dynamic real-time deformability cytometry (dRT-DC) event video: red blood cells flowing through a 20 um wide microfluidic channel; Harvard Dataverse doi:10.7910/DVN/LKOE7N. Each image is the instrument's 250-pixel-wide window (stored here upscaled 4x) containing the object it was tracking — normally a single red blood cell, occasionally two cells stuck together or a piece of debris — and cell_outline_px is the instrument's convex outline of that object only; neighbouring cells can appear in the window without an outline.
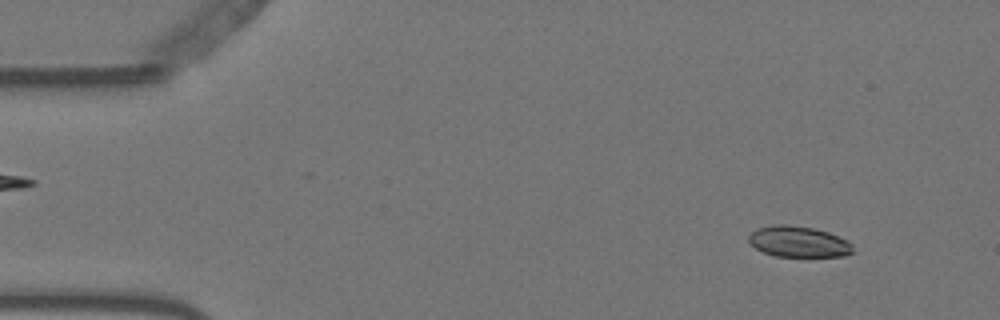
{"species": "Egyptian fruit bat (a non-hibernating species)", "species_latin": "Rousettus aegyptiacus", "temperature_condition": "warm", "stored_images_in_passage": 54, "camera_frame_rate_fps": 3000, "um_per_image_px": 0.085, "animal": {"sex": "female"}, "frame": {"image": 1, "passage_image": 5, "time_ms": 1.333, "image_size_px": [1000, 320], "cell_outline_px": [[852, 252], [844, 256], [776, 256], [764, 252], [756, 248], [748, 240], [748, 236], [756, 228], [772, 224], [784, 224], [812, 228], [828, 232], [848, 240], [852, 244]], "centroid_in_image_um": [67.86, 20.53], "position_along_channel_um": 17.1, "area_um2": 18.67}}
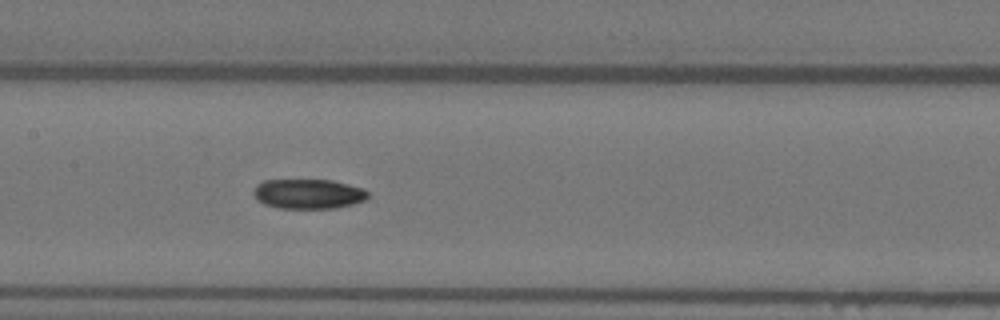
{"frame": {"image": 2, "passage_image": 27, "time_ms": 8.667, "image_size_px": [1000, 320], "cell_outline_px": [[368, 196], [364, 200], [352, 204], [336, 208], [276, 208], [264, 204], [252, 192], [256, 184], [264, 180], [332, 180], [364, 188], [368, 192]], "centroid_in_image_um": [26.2, 16.47], "position_along_channel_um": 181.2, "area_um2": 19.83}}
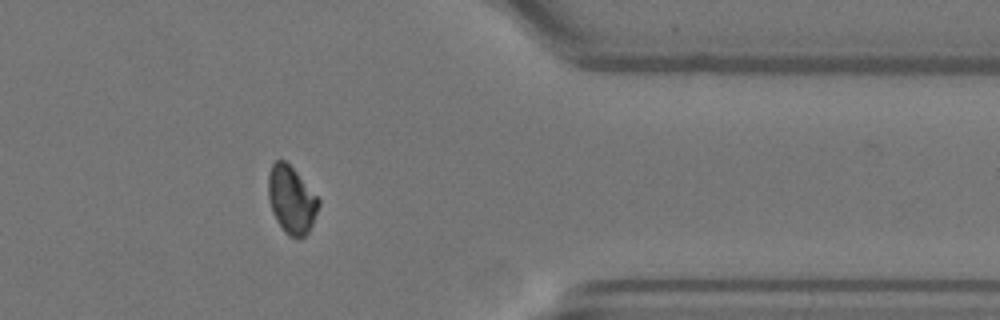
{"frame": {"image": 3, "passage_image": 46, "time_ms": 15.0, "image_size_px": [1000, 320], "cell_outline_px": [[320, 204], [312, 224], [308, 232], [300, 240], [288, 236], [284, 232], [276, 220], [272, 212], [268, 200], [268, 172], [272, 164], [276, 160], [284, 160], [296, 172], [320, 200]], "centroid_in_image_um": [24.75, 17.02], "position_along_channel_um": 386.6, "area_um2": 19.83}, "authors_computed_cell_mechanics": {"area_um2": 20.1144, "velocity_mm_per_s": 3.5326, "shape_relaxation_time_tau1_ms": 7.7821, "shape_relaxation_time_tau2_ms": null, "deformation_change_tau1": 0.1916, "deformation_change_tau2": null}}